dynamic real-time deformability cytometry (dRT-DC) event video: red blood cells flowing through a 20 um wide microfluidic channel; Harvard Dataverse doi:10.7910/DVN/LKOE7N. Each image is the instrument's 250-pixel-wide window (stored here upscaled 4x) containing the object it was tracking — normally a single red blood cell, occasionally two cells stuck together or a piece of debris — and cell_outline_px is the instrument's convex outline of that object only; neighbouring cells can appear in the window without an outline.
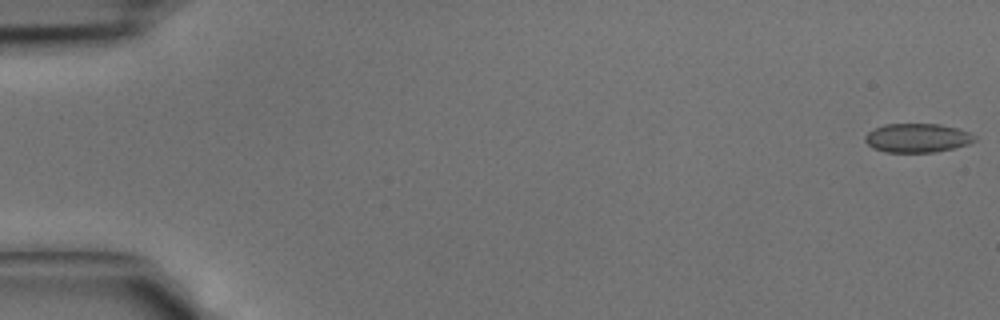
{"species": "common noctule bat (a hibernating species)", "species_latin": "Nyctalus noctula", "temperature_condition": "cold", "stored_images_in_passage": 42, "camera_frame_rate_fps": 3000, "um_per_image_px": 0.085, "animal": {"sex": "male", "body_mass_g": 15.6}, "frame": {"image": 1, "passage_image": 1, "time_ms": 0.0, "image_size_px": [1000, 320], "cell_outline_px": [[976, 140], [968, 144], [936, 152], [884, 152], [868, 144], [864, 140], [864, 136], [868, 132], [884, 124], [940, 124], [956, 128], [968, 132], [976, 136]], "centroid_in_image_um": [77.97, 11.72], "position_along_channel_um": 7.0, "area_um2": 18.32}}
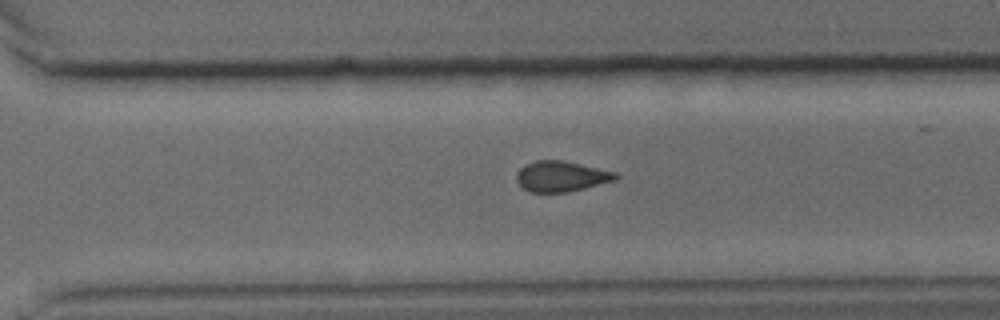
{"frame": {"image": 2, "passage_image": 30, "time_ms": 9.667, "image_size_px": [1000, 320], "cell_outline_px": [[620, 176], [616, 180], [568, 192], [528, 192], [516, 180], [516, 176], [520, 168], [536, 160], [564, 160], [616, 172]], "centroid_in_image_um": [47.73, 14.99], "position_along_channel_um": 322.9, "area_um2": 17.57}}
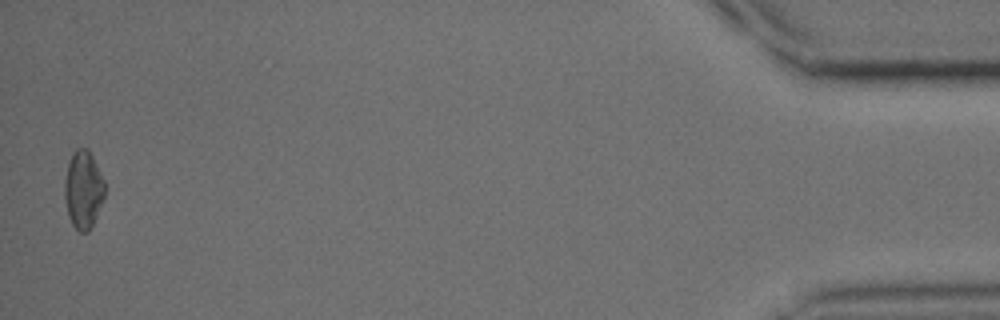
{"frame": {"image": 3, "passage_image": 42, "time_ms": 13.667, "image_size_px": [1000, 320], "cell_outline_px": [[104, 196], [96, 216], [88, 232], [80, 232], [72, 224], [68, 216], [64, 196], [64, 180], [68, 164], [72, 152], [76, 148], [88, 148], [104, 180]], "centroid_in_image_um": [7.06, 16.1], "position_along_channel_um": 428.1, "area_um2": 18.09}}